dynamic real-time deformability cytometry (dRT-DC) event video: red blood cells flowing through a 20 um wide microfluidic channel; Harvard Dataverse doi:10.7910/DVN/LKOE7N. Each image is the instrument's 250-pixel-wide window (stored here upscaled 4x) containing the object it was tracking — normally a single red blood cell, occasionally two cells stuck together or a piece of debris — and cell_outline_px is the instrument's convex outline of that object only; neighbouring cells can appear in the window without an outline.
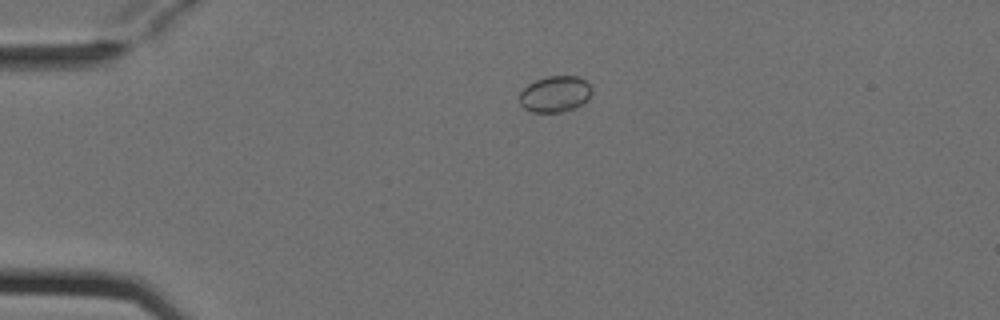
{"species": "Egyptian fruit bat (a non-hibernating species)", "species_latin": "Rousettus aegyptiacus", "temperature_condition": "cold", "stored_images_in_passage": 4, "camera_frame_rate_fps": 3000, "um_per_image_px": 0.085, "animal": {"sex": "female"}, "frame": {"image": 1, "passage_image": 2, "time_ms": 0.333, "image_size_px": [1000, 320], "cell_outline_px": [[592, 92], [588, 100], [576, 108], [564, 112], [532, 112], [524, 108], [520, 104], [520, 92], [528, 84], [536, 80], [548, 76], [576, 76], [588, 80], [592, 84]], "centroid_in_image_um": [47.23, 7.99], "position_along_channel_um": 37.8, "area_um2": 15.55}}
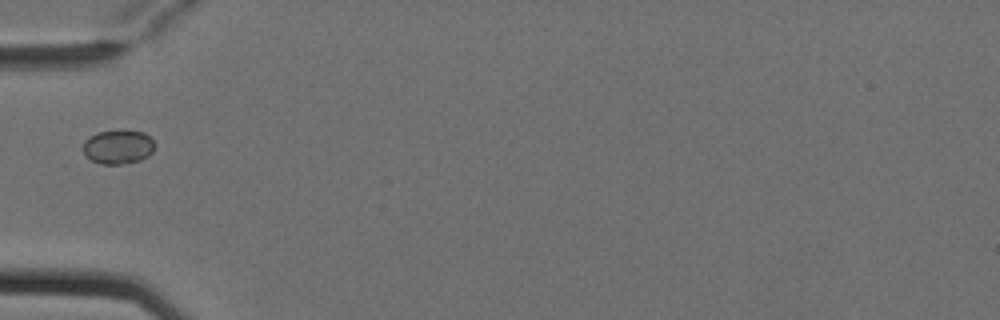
{"frame": {"image": 2, "passage_image": 3, "time_ms": 0.667, "image_size_px": [1000, 320], "cell_outline_px": [[156, 144], [152, 152], [148, 156], [140, 160], [124, 164], [100, 164], [92, 160], [84, 152], [84, 140], [88, 136], [96, 132], [120, 128], [124, 128], [144, 132]], "centroid_in_image_um": [10.05, 12.44], "position_along_channel_um": 74.9, "area_um2": 14.68}}
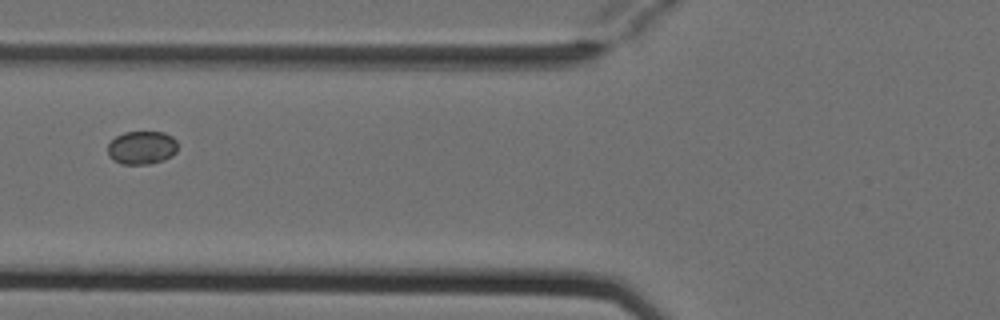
{"frame": {"image": 3, "passage_image": 4, "time_ms": 1.0, "image_size_px": [1000, 320], "cell_outline_px": [[176, 152], [172, 156], [164, 160], [148, 164], [120, 164], [108, 156], [108, 144], [116, 136], [124, 132], [164, 132], [172, 136], [176, 140]], "centroid_in_image_um": [12.05, 12.55], "position_along_channel_um": 113.8, "area_um2": 13.64}}